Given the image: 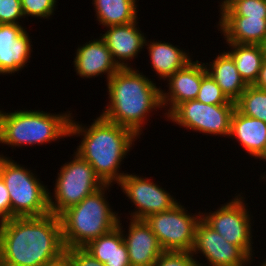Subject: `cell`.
<instances>
[{
  "instance_id": "1",
  "label": "cell",
  "mask_w": 266,
  "mask_h": 266,
  "mask_svg": "<svg viewBox=\"0 0 266 266\" xmlns=\"http://www.w3.org/2000/svg\"><path fill=\"white\" fill-rule=\"evenodd\" d=\"M64 258L59 216L49 213L0 222V266H54Z\"/></svg>"
},
{
  "instance_id": "2",
  "label": "cell",
  "mask_w": 266,
  "mask_h": 266,
  "mask_svg": "<svg viewBox=\"0 0 266 266\" xmlns=\"http://www.w3.org/2000/svg\"><path fill=\"white\" fill-rule=\"evenodd\" d=\"M74 117L72 114L69 136H83L75 152L93 167L105 184H118L126 174L119 170L121 164L139 138L101 115L88 126L77 122Z\"/></svg>"
},
{
  "instance_id": "3",
  "label": "cell",
  "mask_w": 266,
  "mask_h": 266,
  "mask_svg": "<svg viewBox=\"0 0 266 266\" xmlns=\"http://www.w3.org/2000/svg\"><path fill=\"white\" fill-rule=\"evenodd\" d=\"M156 84L134 67L120 68L107 81L109 101L100 115L140 138L151 112L163 108Z\"/></svg>"
},
{
  "instance_id": "4",
  "label": "cell",
  "mask_w": 266,
  "mask_h": 266,
  "mask_svg": "<svg viewBox=\"0 0 266 266\" xmlns=\"http://www.w3.org/2000/svg\"><path fill=\"white\" fill-rule=\"evenodd\" d=\"M112 186L105 184L59 215L65 248H83L117 226L119 212L112 209L106 197Z\"/></svg>"
},
{
  "instance_id": "5",
  "label": "cell",
  "mask_w": 266,
  "mask_h": 266,
  "mask_svg": "<svg viewBox=\"0 0 266 266\" xmlns=\"http://www.w3.org/2000/svg\"><path fill=\"white\" fill-rule=\"evenodd\" d=\"M71 111L0 110V144L14 147L43 145L69 136Z\"/></svg>"
},
{
  "instance_id": "6",
  "label": "cell",
  "mask_w": 266,
  "mask_h": 266,
  "mask_svg": "<svg viewBox=\"0 0 266 266\" xmlns=\"http://www.w3.org/2000/svg\"><path fill=\"white\" fill-rule=\"evenodd\" d=\"M0 154V176L9 192L11 218L40 217L50 213L49 190L27 167Z\"/></svg>"
},
{
  "instance_id": "7",
  "label": "cell",
  "mask_w": 266,
  "mask_h": 266,
  "mask_svg": "<svg viewBox=\"0 0 266 266\" xmlns=\"http://www.w3.org/2000/svg\"><path fill=\"white\" fill-rule=\"evenodd\" d=\"M72 158L61 166L54 192L49 190L50 213L57 216L105 185L93 167L76 152Z\"/></svg>"
},
{
  "instance_id": "8",
  "label": "cell",
  "mask_w": 266,
  "mask_h": 266,
  "mask_svg": "<svg viewBox=\"0 0 266 266\" xmlns=\"http://www.w3.org/2000/svg\"><path fill=\"white\" fill-rule=\"evenodd\" d=\"M242 194V192L236 193L234 198L222 204L214 212H201V219L230 244L240 247L253 263L255 254V249L253 250L254 247H252L254 243L252 238L253 215L247 208L246 197Z\"/></svg>"
},
{
  "instance_id": "9",
  "label": "cell",
  "mask_w": 266,
  "mask_h": 266,
  "mask_svg": "<svg viewBox=\"0 0 266 266\" xmlns=\"http://www.w3.org/2000/svg\"><path fill=\"white\" fill-rule=\"evenodd\" d=\"M201 212L189 213L179 202L166 212L152 214L144 221L157 236L164 251L191 252Z\"/></svg>"
},
{
  "instance_id": "10",
  "label": "cell",
  "mask_w": 266,
  "mask_h": 266,
  "mask_svg": "<svg viewBox=\"0 0 266 266\" xmlns=\"http://www.w3.org/2000/svg\"><path fill=\"white\" fill-rule=\"evenodd\" d=\"M235 109L236 104L211 105L195 99L179 104L166 119L189 131L227 138Z\"/></svg>"
},
{
  "instance_id": "11",
  "label": "cell",
  "mask_w": 266,
  "mask_h": 266,
  "mask_svg": "<svg viewBox=\"0 0 266 266\" xmlns=\"http://www.w3.org/2000/svg\"><path fill=\"white\" fill-rule=\"evenodd\" d=\"M117 185L131 200L132 205L136 206L131 213L129 212L131 219L144 220L152 214L166 212L180 202L146 176L126 172Z\"/></svg>"
},
{
  "instance_id": "12",
  "label": "cell",
  "mask_w": 266,
  "mask_h": 266,
  "mask_svg": "<svg viewBox=\"0 0 266 266\" xmlns=\"http://www.w3.org/2000/svg\"><path fill=\"white\" fill-rule=\"evenodd\" d=\"M199 253L205 257L206 263L203 264L196 259L198 256L196 254ZM191 254L198 266H250L252 264L251 258L240 247L230 244L202 219L196 226Z\"/></svg>"
},
{
  "instance_id": "13",
  "label": "cell",
  "mask_w": 266,
  "mask_h": 266,
  "mask_svg": "<svg viewBox=\"0 0 266 266\" xmlns=\"http://www.w3.org/2000/svg\"><path fill=\"white\" fill-rule=\"evenodd\" d=\"M32 39L25 26L0 24V75L21 72L30 63Z\"/></svg>"
},
{
  "instance_id": "14",
  "label": "cell",
  "mask_w": 266,
  "mask_h": 266,
  "mask_svg": "<svg viewBox=\"0 0 266 266\" xmlns=\"http://www.w3.org/2000/svg\"><path fill=\"white\" fill-rule=\"evenodd\" d=\"M206 73L205 63L196 60L191 61L186 67L176 71L167 79V91L161 90L162 107L165 111L167 110L164 113L165 118L179 104L197 98L202 77Z\"/></svg>"
},
{
  "instance_id": "15",
  "label": "cell",
  "mask_w": 266,
  "mask_h": 266,
  "mask_svg": "<svg viewBox=\"0 0 266 266\" xmlns=\"http://www.w3.org/2000/svg\"><path fill=\"white\" fill-rule=\"evenodd\" d=\"M119 217L117 226L122 231L131 266H154L164 252L157 236L151 231L144 220L129 219V226L125 232ZM126 233V234H125Z\"/></svg>"
},
{
  "instance_id": "16",
  "label": "cell",
  "mask_w": 266,
  "mask_h": 266,
  "mask_svg": "<svg viewBox=\"0 0 266 266\" xmlns=\"http://www.w3.org/2000/svg\"><path fill=\"white\" fill-rule=\"evenodd\" d=\"M138 23L137 20L124 25L108 26L107 31L100 34L119 68H131L129 61H133L145 48L147 37Z\"/></svg>"
},
{
  "instance_id": "17",
  "label": "cell",
  "mask_w": 266,
  "mask_h": 266,
  "mask_svg": "<svg viewBox=\"0 0 266 266\" xmlns=\"http://www.w3.org/2000/svg\"><path fill=\"white\" fill-rule=\"evenodd\" d=\"M74 70L81 78H95L106 74V82L120 69L100 37L76 48Z\"/></svg>"
},
{
  "instance_id": "18",
  "label": "cell",
  "mask_w": 266,
  "mask_h": 266,
  "mask_svg": "<svg viewBox=\"0 0 266 266\" xmlns=\"http://www.w3.org/2000/svg\"><path fill=\"white\" fill-rule=\"evenodd\" d=\"M229 138L236 139L245 152L256 160L266 148V123L245 116L235 109L231 118Z\"/></svg>"
},
{
  "instance_id": "19",
  "label": "cell",
  "mask_w": 266,
  "mask_h": 266,
  "mask_svg": "<svg viewBox=\"0 0 266 266\" xmlns=\"http://www.w3.org/2000/svg\"><path fill=\"white\" fill-rule=\"evenodd\" d=\"M217 29L226 43L261 45L266 39V18L220 16Z\"/></svg>"
},
{
  "instance_id": "20",
  "label": "cell",
  "mask_w": 266,
  "mask_h": 266,
  "mask_svg": "<svg viewBox=\"0 0 266 266\" xmlns=\"http://www.w3.org/2000/svg\"><path fill=\"white\" fill-rule=\"evenodd\" d=\"M145 46H148L146 48L150 56L152 70L158 75L157 78L164 81L193 61V55H190V52L166 41L145 40Z\"/></svg>"
},
{
  "instance_id": "21",
  "label": "cell",
  "mask_w": 266,
  "mask_h": 266,
  "mask_svg": "<svg viewBox=\"0 0 266 266\" xmlns=\"http://www.w3.org/2000/svg\"><path fill=\"white\" fill-rule=\"evenodd\" d=\"M207 72L220 86L226 97L236 102L247 88V84L238 73L236 64L231 55L224 51L216 58L205 64Z\"/></svg>"
},
{
  "instance_id": "22",
  "label": "cell",
  "mask_w": 266,
  "mask_h": 266,
  "mask_svg": "<svg viewBox=\"0 0 266 266\" xmlns=\"http://www.w3.org/2000/svg\"><path fill=\"white\" fill-rule=\"evenodd\" d=\"M83 248L104 266H131L122 231L118 226Z\"/></svg>"
},
{
  "instance_id": "23",
  "label": "cell",
  "mask_w": 266,
  "mask_h": 266,
  "mask_svg": "<svg viewBox=\"0 0 266 266\" xmlns=\"http://www.w3.org/2000/svg\"><path fill=\"white\" fill-rule=\"evenodd\" d=\"M227 52L233 58L238 73L247 85H254L259 76L264 61V53L261 45L227 43Z\"/></svg>"
},
{
  "instance_id": "24",
  "label": "cell",
  "mask_w": 266,
  "mask_h": 266,
  "mask_svg": "<svg viewBox=\"0 0 266 266\" xmlns=\"http://www.w3.org/2000/svg\"><path fill=\"white\" fill-rule=\"evenodd\" d=\"M92 4L99 25L105 28L138 20L137 0H93Z\"/></svg>"
},
{
  "instance_id": "25",
  "label": "cell",
  "mask_w": 266,
  "mask_h": 266,
  "mask_svg": "<svg viewBox=\"0 0 266 266\" xmlns=\"http://www.w3.org/2000/svg\"><path fill=\"white\" fill-rule=\"evenodd\" d=\"M235 104L236 109L243 115L266 123V90L248 85Z\"/></svg>"
},
{
  "instance_id": "26",
  "label": "cell",
  "mask_w": 266,
  "mask_h": 266,
  "mask_svg": "<svg viewBox=\"0 0 266 266\" xmlns=\"http://www.w3.org/2000/svg\"><path fill=\"white\" fill-rule=\"evenodd\" d=\"M219 16L266 18V0H221Z\"/></svg>"
},
{
  "instance_id": "27",
  "label": "cell",
  "mask_w": 266,
  "mask_h": 266,
  "mask_svg": "<svg viewBox=\"0 0 266 266\" xmlns=\"http://www.w3.org/2000/svg\"><path fill=\"white\" fill-rule=\"evenodd\" d=\"M196 100L211 105L235 104V102L230 101L226 97L220 86L208 72L202 77L201 86Z\"/></svg>"
},
{
  "instance_id": "28",
  "label": "cell",
  "mask_w": 266,
  "mask_h": 266,
  "mask_svg": "<svg viewBox=\"0 0 266 266\" xmlns=\"http://www.w3.org/2000/svg\"><path fill=\"white\" fill-rule=\"evenodd\" d=\"M22 4V10L24 18L36 17L42 20L50 19L56 11L57 0H20Z\"/></svg>"
},
{
  "instance_id": "29",
  "label": "cell",
  "mask_w": 266,
  "mask_h": 266,
  "mask_svg": "<svg viewBox=\"0 0 266 266\" xmlns=\"http://www.w3.org/2000/svg\"><path fill=\"white\" fill-rule=\"evenodd\" d=\"M24 19L20 0H0V24H20Z\"/></svg>"
},
{
  "instance_id": "30",
  "label": "cell",
  "mask_w": 266,
  "mask_h": 266,
  "mask_svg": "<svg viewBox=\"0 0 266 266\" xmlns=\"http://www.w3.org/2000/svg\"><path fill=\"white\" fill-rule=\"evenodd\" d=\"M154 266H198L191 252L164 251Z\"/></svg>"
},
{
  "instance_id": "31",
  "label": "cell",
  "mask_w": 266,
  "mask_h": 266,
  "mask_svg": "<svg viewBox=\"0 0 266 266\" xmlns=\"http://www.w3.org/2000/svg\"><path fill=\"white\" fill-rule=\"evenodd\" d=\"M64 261L68 266H104L84 248H65Z\"/></svg>"
},
{
  "instance_id": "32",
  "label": "cell",
  "mask_w": 266,
  "mask_h": 266,
  "mask_svg": "<svg viewBox=\"0 0 266 266\" xmlns=\"http://www.w3.org/2000/svg\"><path fill=\"white\" fill-rule=\"evenodd\" d=\"M11 219V203L9 192L0 176V222Z\"/></svg>"
},
{
  "instance_id": "33",
  "label": "cell",
  "mask_w": 266,
  "mask_h": 266,
  "mask_svg": "<svg viewBox=\"0 0 266 266\" xmlns=\"http://www.w3.org/2000/svg\"><path fill=\"white\" fill-rule=\"evenodd\" d=\"M254 86L266 90V60L263 61L262 67L259 72V76Z\"/></svg>"
},
{
  "instance_id": "34",
  "label": "cell",
  "mask_w": 266,
  "mask_h": 266,
  "mask_svg": "<svg viewBox=\"0 0 266 266\" xmlns=\"http://www.w3.org/2000/svg\"><path fill=\"white\" fill-rule=\"evenodd\" d=\"M261 46H262L263 53H264V60H266V39L263 41Z\"/></svg>"
},
{
  "instance_id": "35",
  "label": "cell",
  "mask_w": 266,
  "mask_h": 266,
  "mask_svg": "<svg viewBox=\"0 0 266 266\" xmlns=\"http://www.w3.org/2000/svg\"><path fill=\"white\" fill-rule=\"evenodd\" d=\"M258 159L263 160V162H266V148H265V151L260 155Z\"/></svg>"
},
{
  "instance_id": "36",
  "label": "cell",
  "mask_w": 266,
  "mask_h": 266,
  "mask_svg": "<svg viewBox=\"0 0 266 266\" xmlns=\"http://www.w3.org/2000/svg\"><path fill=\"white\" fill-rule=\"evenodd\" d=\"M59 266H68V265H67L66 262L64 261V262L59 263Z\"/></svg>"
},
{
  "instance_id": "37",
  "label": "cell",
  "mask_w": 266,
  "mask_h": 266,
  "mask_svg": "<svg viewBox=\"0 0 266 266\" xmlns=\"http://www.w3.org/2000/svg\"><path fill=\"white\" fill-rule=\"evenodd\" d=\"M265 261H263V263H261V266H266V259H263Z\"/></svg>"
}]
</instances>
